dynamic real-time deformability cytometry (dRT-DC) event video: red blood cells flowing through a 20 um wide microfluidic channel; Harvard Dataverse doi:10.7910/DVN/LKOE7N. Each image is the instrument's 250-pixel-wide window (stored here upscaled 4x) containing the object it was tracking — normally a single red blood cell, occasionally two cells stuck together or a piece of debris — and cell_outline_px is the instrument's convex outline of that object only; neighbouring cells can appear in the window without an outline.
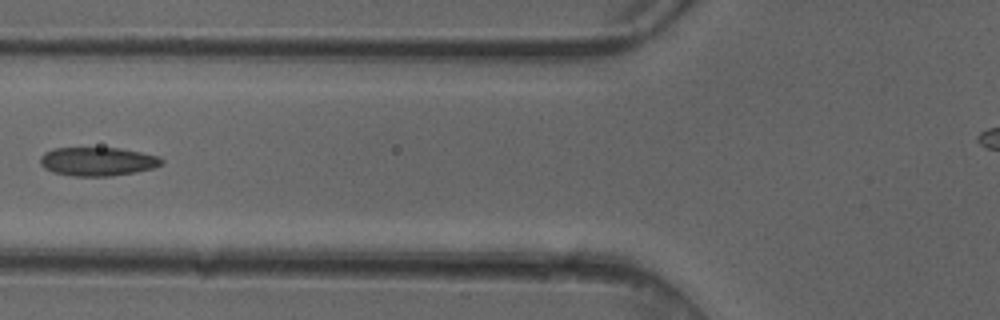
{"species": "common noctule bat (a hibernating species)", "species_latin": "Nyctalus noctula", "temperature_condition": "cold", "stored_images_in_passage": 5, "camera_frame_rate_fps": 3000, "um_per_image_px": 0.085, "animal": {"sex": "female"}, "frame": {"image": 1, "passage_image": 5, "time_ms": 1.333, "image_size_px": [1000, 320], "cell_outline_px": [[164, 164], [156, 168], [136, 172], [112, 176], [72, 176], [52, 172], [44, 168], [40, 164], [40, 156], [44, 152], [52, 148], [120, 148], [160, 156], [164, 160]], "centroid_in_image_um": [8.32, 13.73], "position_along_channel_um": 117.5, "area_um2": 20.63}}